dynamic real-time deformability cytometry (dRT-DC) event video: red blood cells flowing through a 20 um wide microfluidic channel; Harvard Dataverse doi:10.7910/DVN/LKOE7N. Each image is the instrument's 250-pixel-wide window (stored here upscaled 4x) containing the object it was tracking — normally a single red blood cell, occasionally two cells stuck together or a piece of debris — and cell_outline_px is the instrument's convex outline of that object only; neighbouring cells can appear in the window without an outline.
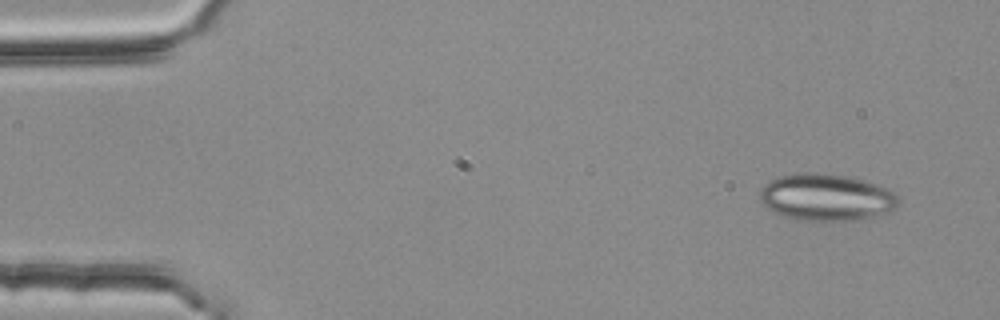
{"species": "common noctule bat (a hibernating species)", "species_latin": "Nyctalus noctula", "temperature_condition": "room temperature", "stored_images_in_passage": 4, "camera_frame_rate_fps": 3000, "um_per_image_px": 0.085, "animal": {"sex": "female", "body_mass_g": 25.1}, "frame": {"image": 1, "passage_image": 1, "time_ms": 0.0, "image_size_px": [1000, 320], "cell_outline_px": [[900, 204], [884, 216], [864, 220], [800, 220], [784, 216], [768, 208], [760, 200], [760, 188], [764, 184], [780, 176], [812, 172], [848, 176], [864, 180], [888, 188], [896, 192], [900, 196]], "centroid_in_image_um": [70.34, 16.79], "position_along_channel_um": 14.7, "area_um2": 38.26}}